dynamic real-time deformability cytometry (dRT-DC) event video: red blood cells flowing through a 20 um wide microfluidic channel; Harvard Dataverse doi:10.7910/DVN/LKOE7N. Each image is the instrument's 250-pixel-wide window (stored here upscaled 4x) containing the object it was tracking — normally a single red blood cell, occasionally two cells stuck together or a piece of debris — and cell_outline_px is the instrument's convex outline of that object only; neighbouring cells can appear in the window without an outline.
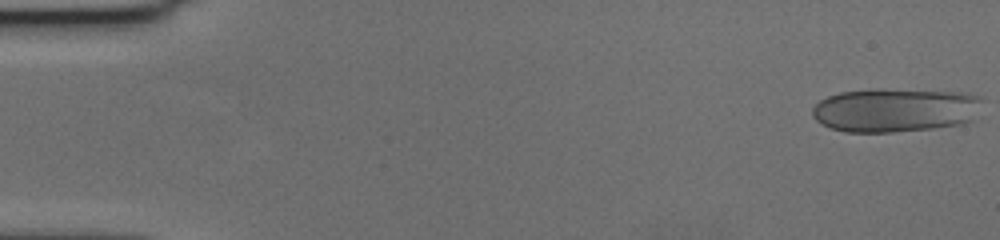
{"species": "human", "species_latin": "Homo sapiens", "temperature_condition": "cold", "stored_images_in_passage": 56, "camera_frame_rate_fps": 3000, "um_per_image_px": 0.085, "donor": {"sex": "female"}, "frame": {"image": 1, "passage_image": 1, "time_ms": 0.0, "image_size_px": [1000, 240], "cell_outline_px": [[980, 100], [972, 120], [960, 124], [932, 128], [892, 132], [844, 132], [832, 128], [816, 120], [812, 116], [812, 108], [820, 100], [828, 96], [840, 92], [868, 88], [880, 88], [968, 92], [980, 96]], "centroid_in_image_um": [76.05, 9.33], "position_along_channel_um": 8.9, "area_um2": 43.75}}
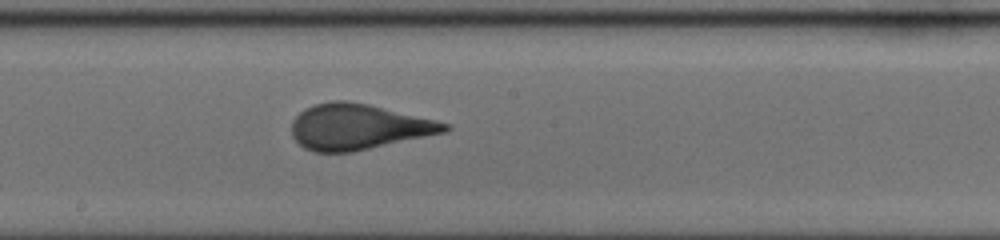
{"frame": {"image": 2, "passage_image": 31, "time_ms": 10.0, "image_size_px": [1000, 240], "cell_outline_px": [[452, 128], [448, 132], [352, 152], [312, 152], [304, 148], [292, 136], [292, 120], [304, 108], [316, 104], [332, 100], [344, 100], [368, 104], [436, 120], [448, 124]], "centroid_in_image_um": [30.46, 10.78], "position_along_channel_um": 217.7, "area_um2": 40.69}}
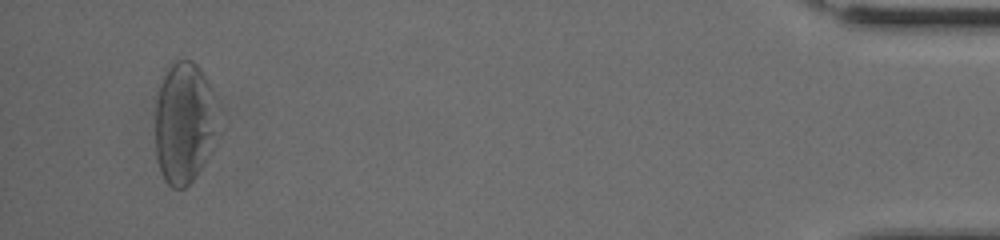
{"frame": {"image": 3, "passage_image": 54, "time_ms": 17.667, "image_size_px": [1000, 240], "cell_outline_px": [[212, 132], [204, 160], [200, 168], [192, 180], [184, 188], [172, 188], [164, 180], [160, 172], [156, 156], [156, 104], [164, 68], [176, 56], [192, 60], [200, 68], [208, 84]], "centroid_in_image_um": [15.5, 10.38], "position_along_channel_um": 419.7, "area_um2": 42.37}, "authors_computed_cell_mechanics": {"area_um2": 40.8646, "velocity_mm_per_s": 3.6176, "shape_relaxation_time_tau1_ms": 7.1896, "shape_relaxation_time_tau2_ms": null, "deformation_change_tau1": 0.2083, "deformation_change_tau2": null}}